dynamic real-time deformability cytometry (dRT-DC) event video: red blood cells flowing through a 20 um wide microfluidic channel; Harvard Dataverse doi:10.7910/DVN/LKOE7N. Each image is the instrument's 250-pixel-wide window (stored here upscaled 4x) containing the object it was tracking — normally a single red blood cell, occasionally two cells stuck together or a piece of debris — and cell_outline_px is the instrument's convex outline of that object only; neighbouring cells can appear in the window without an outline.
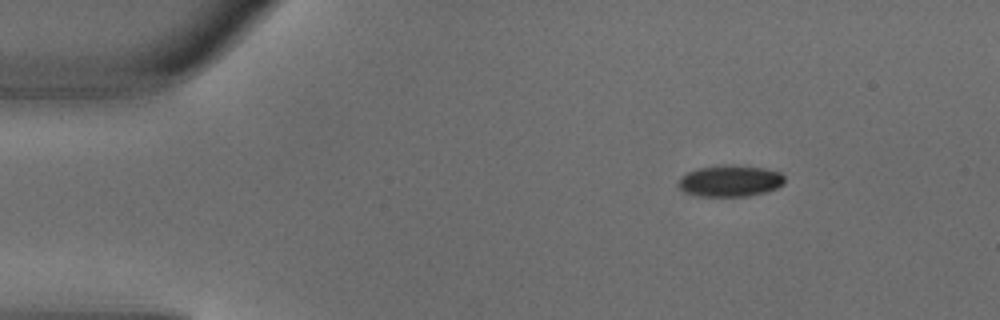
{"species": "common noctule bat (a hibernating species)", "species_latin": "Nyctalus noctula", "temperature_condition": "warm", "stored_images_in_passage": 3, "camera_frame_rate_fps": 3000, "um_per_image_px": 0.085, "animal": {"sex": "male", "body_mass_g": 18.8}, "frame": {"image": 1, "passage_image": 1, "time_ms": 0.0, "image_size_px": [1000, 320], "cell_outline_px": [[784, 184], [776, 188], [764, 192], [748, 196], [696, 196], [684, 192], [676, 184], [680, 176], [688, 172], [700, 168], [724, 164], [732, 164], [764, 168], [780, 172], [784, 176]], "centroid_in_image_um": [62.03, 15.37], "position_along_channel_um": 23.0, "area_um2": 19.65}}
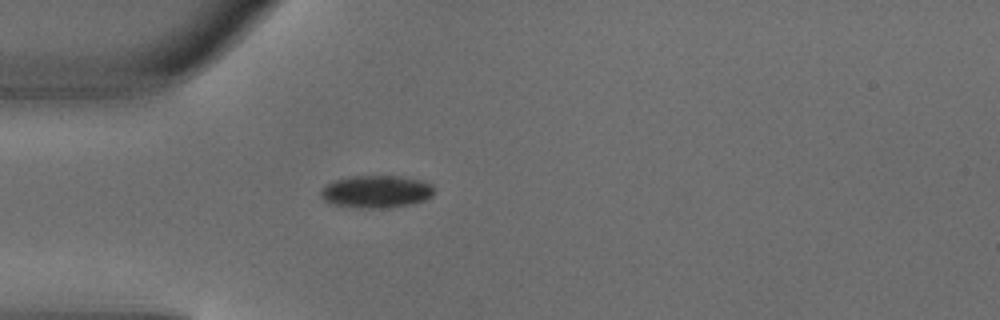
{"frame": {"image": 2, "passage_image": 3, "time_ms": 0.667, "image_size_px": [1000, 320], "cell_outline_px": [[432, 196], [424, 200], [412, 204], [380, 208], [360, 208], [332, 204], [324, 200], [320, 196], [320, 192], [328, 184], [336, 180], [352, 176], [400, 176], [420, 180], [432, 184]], "centroid_in_image_um": [31.98, 16.29], "position_along_channel_um": 53.0, "area_um2": 21.21}}